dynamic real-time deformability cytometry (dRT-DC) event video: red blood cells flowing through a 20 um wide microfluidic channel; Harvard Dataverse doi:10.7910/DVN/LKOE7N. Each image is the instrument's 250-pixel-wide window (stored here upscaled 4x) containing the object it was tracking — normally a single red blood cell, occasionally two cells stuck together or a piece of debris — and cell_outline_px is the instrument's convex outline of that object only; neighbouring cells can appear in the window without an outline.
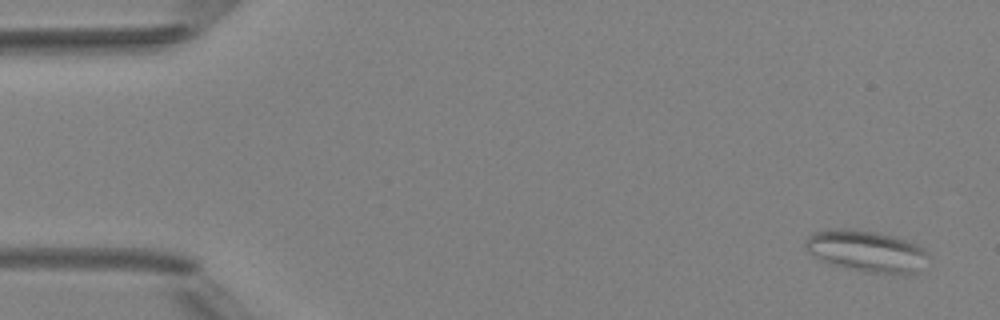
{"species": "Egyptian fruit bat (a non-hibernating species)", "species_latin": "Rousettus aegyptiacus", "temperature_condition": "room temperature", "stored_images_in_passage": 7, "camera_frame_rate_fps": 3000, "um_per_image_px": 0.085, "animal": {"sex": "female"}, "frame": {"image": 1, "passage_image": 1, "time_ms": 0.0, "image_size_px": [1000, 320], "cell_outline_px": [[928, 256], [916, 272], [908, 276], [900, 276], [868, 272], [832, 264], [808, 252], [804, 248], [804, 244], [808, 236], [812, 232], [828, 228], [848, 228], [876, 232], [892, 236], [916, 244], [924, 248], [928, 252]], "centroid_in_image_um": [73.65, 21.34], "position_along_channel_um": 11.4, "area_um2": 29.82}}
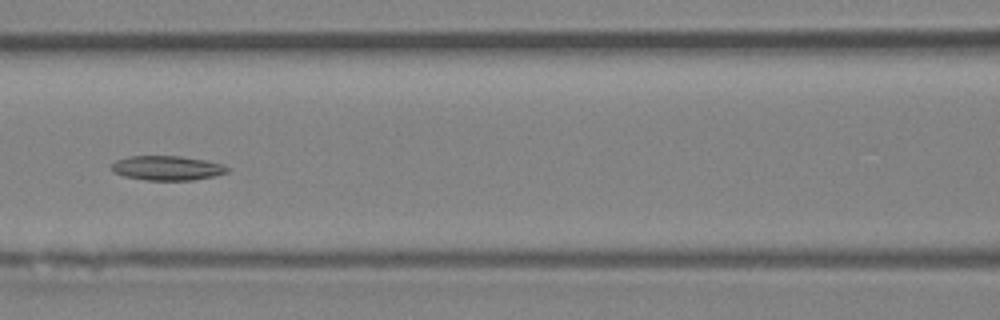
{"frame": {"image": 2, "passage_image": 6, "time_ms": 6.667, "image_size_px": [1000, 320], "cell_outline_px": [[228, 172], [212, 176], [192, 180], [144, 180], [124, 176], [112, 172], [112, 164], [116, 160], [128, 156], [180, 156], [204, 160], [220, 164], [228, 168]], "centroid_in_image_um": [14.15, 14.28], "position_along_channel_um": 152.5, "area_um2": 16.36}}
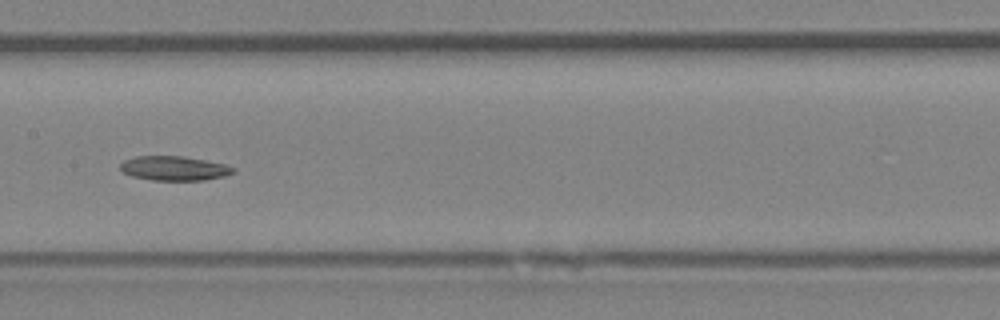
{"frame": {"image": 3, "passage_image": 7, "time_ms": 7.667, "image_size_px": [1000, 320], "cell_outline_px": [[236, 172], [224, 176], [204, 180], [152, 180], [132, 176], [124, 172], [120, 168], [120, 164], [124, 160], [136, 156], [184, 156], [224, 164], [236, 168]], "centroid_in_image_um": [14.82, 14.3], "position_along_channel_um": 192.6, "area_um2": 16.01}}